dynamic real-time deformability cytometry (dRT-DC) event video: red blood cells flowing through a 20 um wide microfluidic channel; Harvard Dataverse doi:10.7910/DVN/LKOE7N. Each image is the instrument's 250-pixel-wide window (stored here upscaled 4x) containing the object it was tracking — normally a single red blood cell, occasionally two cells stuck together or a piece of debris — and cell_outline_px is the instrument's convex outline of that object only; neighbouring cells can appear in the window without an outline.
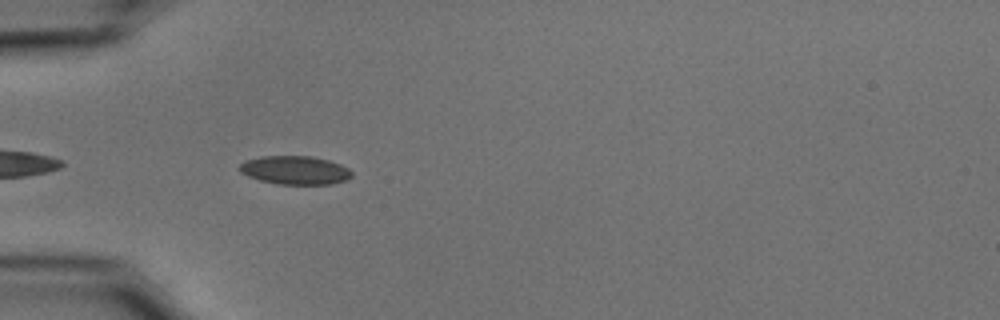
{"species": "common noctule bat (a hibernating species)", "species_latin": "Nyctalus noctula", "temperature_condition": "cold", "stored_images_in_passage": 17, "camera_frame_rate_fps": 3000, "um_per_image_px": 0.085, "animal": {"sex": "male", "body_mass_g": 15.6}, "frame": {"image": 1, "passage_image": 3, "time_ms": 0.667, "image_size_px": [1000, 320], "cell_outline_px": [[352, 176], [348, 180], [332, 184], [276, 184], [260, 180], [248, 176], [240, 172], [236, 168], [244, 160], [260, 156], [312, 156], [328, 160], [340, 164], [348, 168], [352, 172]], "centroid_in_image_um": [25.06, 14.46], "position_along_channel_um": 59.9, "area_um2": 18.9}}